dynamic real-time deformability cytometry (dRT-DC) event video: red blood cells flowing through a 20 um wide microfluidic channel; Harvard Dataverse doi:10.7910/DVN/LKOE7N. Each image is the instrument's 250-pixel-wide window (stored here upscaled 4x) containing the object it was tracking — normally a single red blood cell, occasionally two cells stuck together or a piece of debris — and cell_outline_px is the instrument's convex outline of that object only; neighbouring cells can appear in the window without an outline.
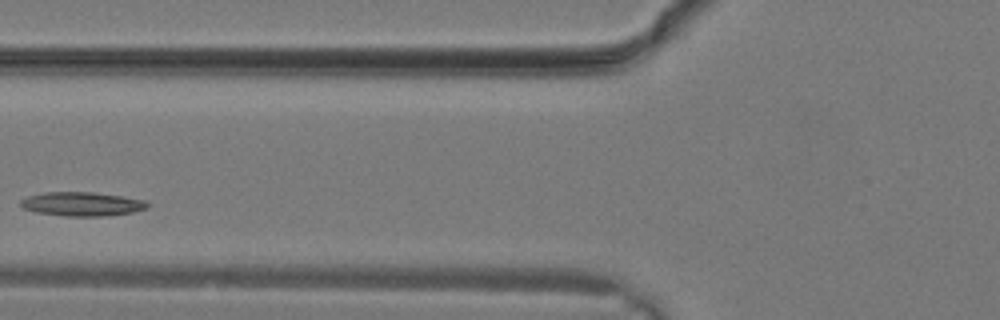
{"species": "common noctule bat (a hibernating species)", "species_latin": "Nyctalus noctula", "temperature_condition": "warm", "stored_images_in_passage": 5, "camera_frame_rate_fps": 3000, "um_per_image_px": 0.085, "animal": {"sex": "male", "body_mass_g": 19.2, "forearm_length_mm": 51.8}, "frame": {"image": 1, "passage_image": 4, "time_ms": 1.0, "image_size_px": [1000, 320], "cell_outline_px": [[148, 208], [132, 212], [108, 216], [64, 216], [36, 212], [24, 208], [20, 204], [20, 200], [28, 196], [44, 192], [92, 192], [120, 196], [144, 200], [148, 204]], "centroid_in_image_um": [6.95, 17.34], "position_along_channel_um": 118.8, "area_um2": 17.63}}